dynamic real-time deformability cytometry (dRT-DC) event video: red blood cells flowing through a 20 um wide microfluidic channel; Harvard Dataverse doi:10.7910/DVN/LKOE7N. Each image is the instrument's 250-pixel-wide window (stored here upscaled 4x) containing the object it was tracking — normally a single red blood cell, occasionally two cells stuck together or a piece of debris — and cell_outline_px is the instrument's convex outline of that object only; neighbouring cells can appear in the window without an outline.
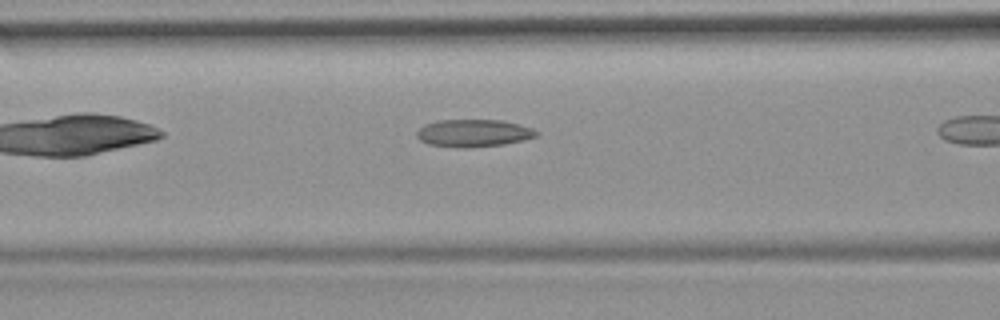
{"species": "common noctule bat (a hibernating species)", "species_latin": "Nyctalus noctula", "temperature_condition": "room temperature", "stored_images_in_passage": 16, "camera_frame_rate_fps": 3000, "um_per_image_px": 0.085, "animal": {"sex": "female", "body_mass_g": 19.9}, "frame": {"image": 1, "passage_image": 5, "time_ms": 1.333, "image_size_px": [1000, 320], "cell_outline_px": [[540, 132], [536, 136], [524, 140], [504, 144], [468, 148], [460, 148], [428, 144], [420, 140], [416, 136], [416, 132], [424, 124], [436, 120], [504, 120], [532, 128]], "centroid_in_image_um": [40.24, 11.31], "position_along_channel_um": 126.4, "area_um2": 19.31}}